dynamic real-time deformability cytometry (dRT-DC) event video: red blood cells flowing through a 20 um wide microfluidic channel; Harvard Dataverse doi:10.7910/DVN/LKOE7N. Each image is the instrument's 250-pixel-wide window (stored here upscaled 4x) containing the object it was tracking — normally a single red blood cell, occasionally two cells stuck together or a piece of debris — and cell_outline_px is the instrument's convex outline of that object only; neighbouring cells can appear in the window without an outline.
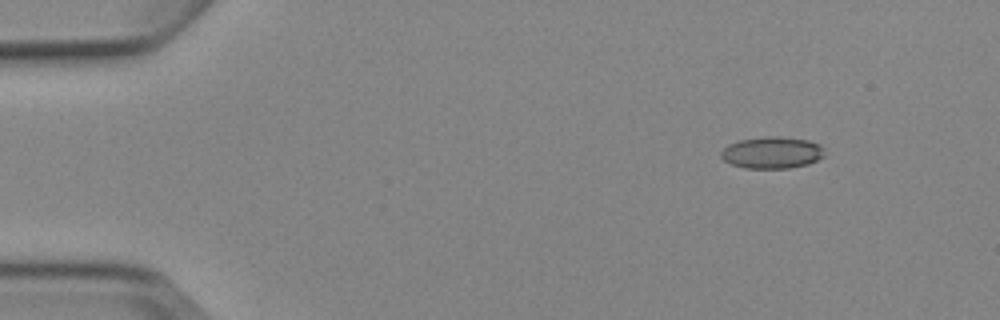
{"species": "Egyptian fruit bat (a non-hibernating species)", "species_latin": "Rousettus aegyptiacus", "temperature_condition": "cold", "stored_images_in_passage": 3, "camera_frame_rate_fps": 3000, "um_per_image_px": 0.085, "animal": {"sex": "female"}, "frame": {"image": 1, "passage_image": 1, "time_ms": 0.0, "image_size_px": [1000, 320], "cell_outline_px": [[824, 156], [808, 164], [788, 168], [744, 168], [732, 164], [724, 160], [720, 156], [720, 152], [728, 144], [740, 140], [764, 136], [780, 136], [808, 140], [820, 144], [824, 148]], "centroid_in_image_um": [65.62, 12.96], "position_along_channel_um": 19.4, "area_um2": 19.25}}
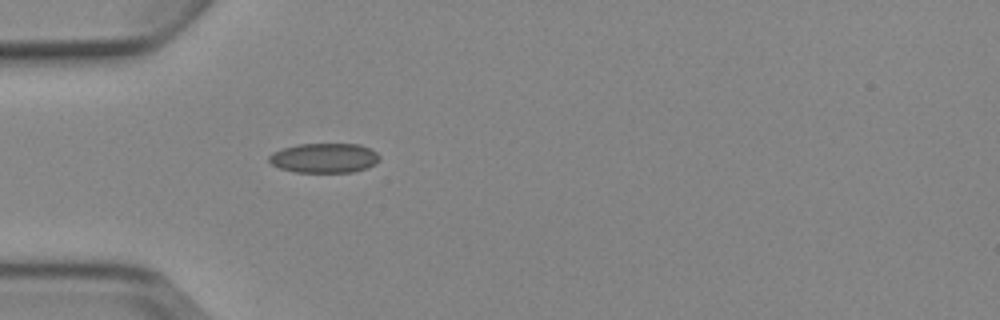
{"frame": {"image": 2, "passage_image": 3, "time_ms": 3.333, "image_size_px": [1000, 320], "cell_outline_px": [[380, 160], [376, 164], [368, 168], [352, 172], [296, 172], [280, 168], [272, 164], [268, 160], [268, 156], [272, 152], [296, 144], [360, 144], [376, 152], [380, 156]], "centroid_in_image_um": [27.58, 13.43], "position_along_channel_um": 57.4, "area_um2": 19.19}}